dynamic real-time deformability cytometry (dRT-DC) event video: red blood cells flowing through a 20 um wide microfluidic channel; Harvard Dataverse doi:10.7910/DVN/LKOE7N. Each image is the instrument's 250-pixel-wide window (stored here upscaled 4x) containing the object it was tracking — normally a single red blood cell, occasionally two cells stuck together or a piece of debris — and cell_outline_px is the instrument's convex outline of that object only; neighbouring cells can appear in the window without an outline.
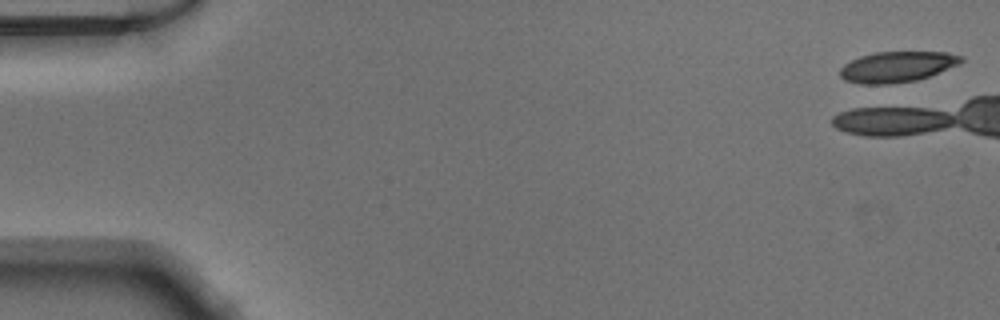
{"species": "Egyptian fruit bat (a non-hibernating species)", "species_latin": "Rousettus aegyptiacus", "temperature_condition": "warm", "stored_images_in_passage": 2, "camera_frame_rate_fps": 3000, "um_per_image_px": 0.085, "animal": {"sex": "male"}, "frame": {"image": 1, "passage_image": 1, "time_ms": 0.0, "image_size_px": [1000, 320], "cell_outline_px": [[964, 60], [960, 64], [928, 76], [916, 80], [888, 84], [860, 84], [844, 80], [840, 76], [840, 68], [844, 64], [860, 56], [876, 52], [948, 52], [964, 56]], "centroid_in_image_um": [76.26, 5.67], "position_along_channel_um": 8.7, "area_um2": 21.68}}